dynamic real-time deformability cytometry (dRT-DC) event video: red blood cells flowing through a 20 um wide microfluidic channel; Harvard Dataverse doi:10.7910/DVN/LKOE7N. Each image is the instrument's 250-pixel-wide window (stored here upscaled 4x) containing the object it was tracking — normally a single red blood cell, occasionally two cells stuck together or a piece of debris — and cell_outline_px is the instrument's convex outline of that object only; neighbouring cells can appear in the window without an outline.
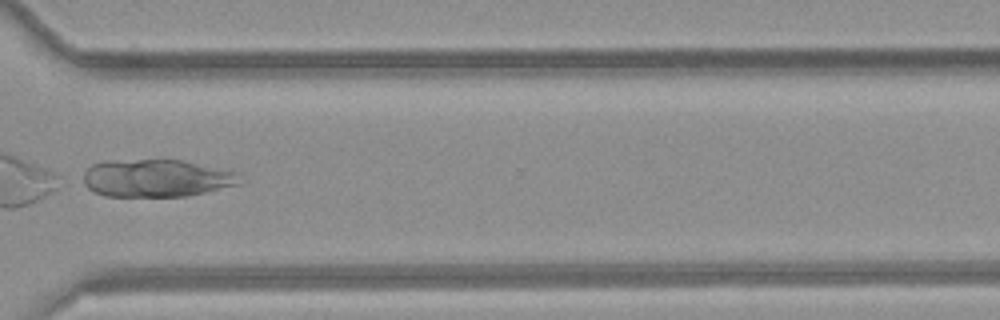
{"species": "common noctule bat (a hibernating species)", "species_latin": "Nyctalus noctula", "temperature_condition": "room temperature", "stored_images_in_passage": 30, "camera_frame_rate_fps": 3000, "um_per_image_px": 0.085, "animal": {"sex": "female", "body_mass_g": 21.9}, "frame": {"image": 1, "passage_image": 22, "time_ms": 7.0, "image_size_px": [1000, 320], "cell_outline_px": [[248, 180], [240, 184], [188, 196], [104, 196], [92, 192], [76, 176], [92, 164], [104, 160], [180, 160], [240, 172]], "centroid_in_image_um": [13.28, 15.14], "position_along_channel_um": 357.3, "area_um2": 35.26}}